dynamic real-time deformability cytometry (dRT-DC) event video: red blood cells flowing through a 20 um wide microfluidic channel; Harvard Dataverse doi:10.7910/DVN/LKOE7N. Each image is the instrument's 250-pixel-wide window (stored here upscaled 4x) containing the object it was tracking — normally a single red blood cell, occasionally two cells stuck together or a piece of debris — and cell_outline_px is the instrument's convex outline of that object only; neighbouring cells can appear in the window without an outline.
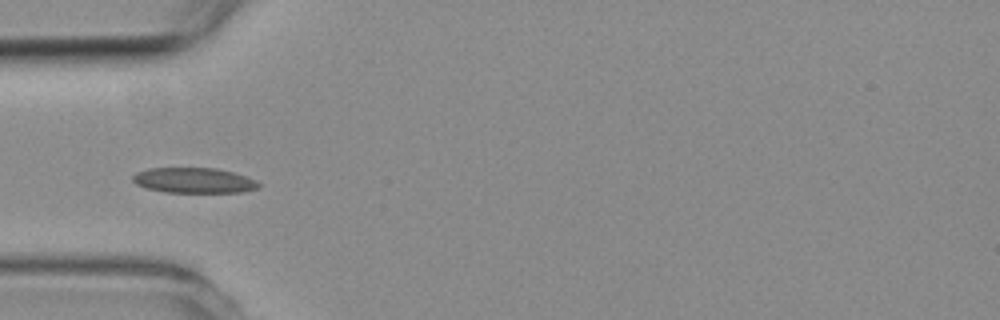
{"species": "common noctule bat (a hibernating species)", "species_latin": "Nyctalus noctula", "temperature_condition": "room temperature", "stored_images_in_passage": 6, "camera_frame_rate_fps": 3000, "um_per_image_px": 0.085, "animal": {"sex": "female", "body_mass_g": 19.3, "forearm_length_mm": 54.1}, "frame": {"image": 1, "passage_image": 5, "time_ms": 4.667, "image_size_px": [1000, 320], "cell_outline_px": [[260, 188], [244, 192], [164, 192], [148, 188], [136, 184], [132, 180], [132, 176], [136, 172], [148, 168], [216, 168], [248, 176], [256, 180], [260, 184]], "centroid_in_image_um": [16.51, 15.33], "position_along_channel_um": 68.5, "area_um2": 18.67}}
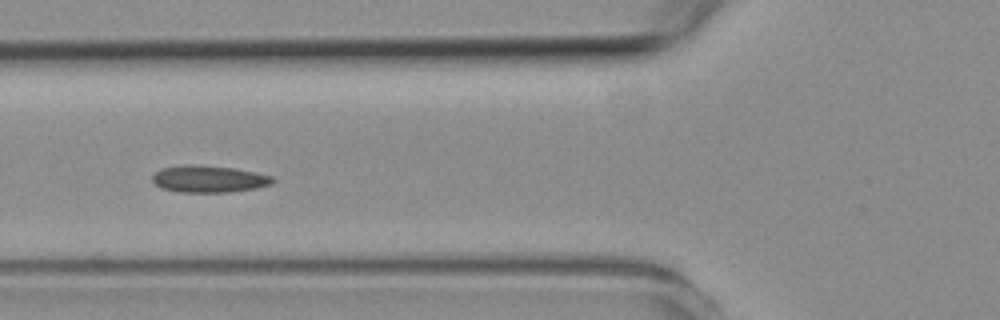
{"frame": {"image": 2, "passage_image": 6, "time_ms": 5.667, "image_size_px": [1000, 320], "cell_outline_px": [[276, 180], [272, 184], [256, 188], [228, 192], [180, 192], [160, 188], [152, 180], [152, 176], [160, 168], [184, 164], [192, 164], [236, 168], [256, 172], [272, 176]], "centroid_in_image_um": [17.75, 15.2], "position_along_channel_um": 108.0, "area_um2": 19.07}}